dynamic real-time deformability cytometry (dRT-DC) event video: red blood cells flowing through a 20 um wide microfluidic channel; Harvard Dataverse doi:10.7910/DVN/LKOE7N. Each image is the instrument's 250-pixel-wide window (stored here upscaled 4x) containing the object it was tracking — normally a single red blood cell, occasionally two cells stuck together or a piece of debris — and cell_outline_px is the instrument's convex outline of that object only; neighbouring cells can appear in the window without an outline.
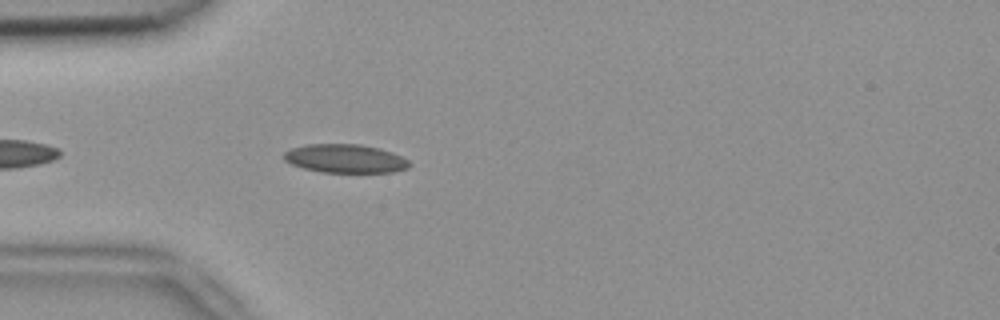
{"species": "common noctule bat (a hibernating species)", "species_latin": "Nyctalus noctula", "temperature_condition": "room temperature", "stored_images_in_passage": 4, "camera_frame_rate_fps": 3000, "um_per_image_px": 0.085, "animal": {"sex": "female", "body_mass_g": 18.4}, "frame": {"image": 1, "passage_image": 4, "time_ms": 1.0, "image_size_px": [1000, 320], "cell_outline_px": [[412, 164], [408, 168], [392, 172], [320, 172], [304, 168], [292, 164], [284, 160], [284, 152], [292, 148], [308, 144], [360, 144], [380, 148], [392, 152], [408, 160]], "centroid_in_image_um": [29.36, 13.47], "position_along_channel_um": 55.6, "area_um2": 20.87}}